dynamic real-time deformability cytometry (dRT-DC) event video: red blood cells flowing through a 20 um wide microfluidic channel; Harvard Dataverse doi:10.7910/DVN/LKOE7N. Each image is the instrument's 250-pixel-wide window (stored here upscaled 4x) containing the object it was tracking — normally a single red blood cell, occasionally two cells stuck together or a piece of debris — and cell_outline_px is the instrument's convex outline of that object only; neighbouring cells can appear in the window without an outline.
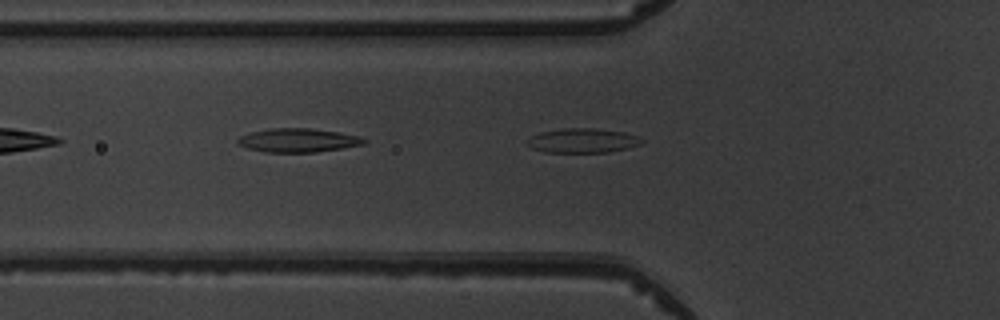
{"species": "common noctule bat (a hibernating species)", "species_latin": "Nyctalus noctula", "temperature_condition": "warm", "stored_images_in_passage": 6, "camera_frame_rate_fps": 3000, "um_per_image_px": 0.085, "animal": {"sex": "male", "body_mass_g": 19.5, "forearm_length_mm": 54.6}, "frame": {"image": 1, "passage_image": 5, "time_ms": 5.333, "image_size_px": [1000, 320], "cell_outline_px": [[644, 140], [640, 144], [628, 148], [608, 152], [544, 152], [532, 148], [524, 140], [540, 132], [560, 128], [592, 128], [624, 132], [636, 136]], "centroid_in_image_um": [49.49, 11.95], "position_along_channel_um": 76.3, "area_um2": 16.3}}
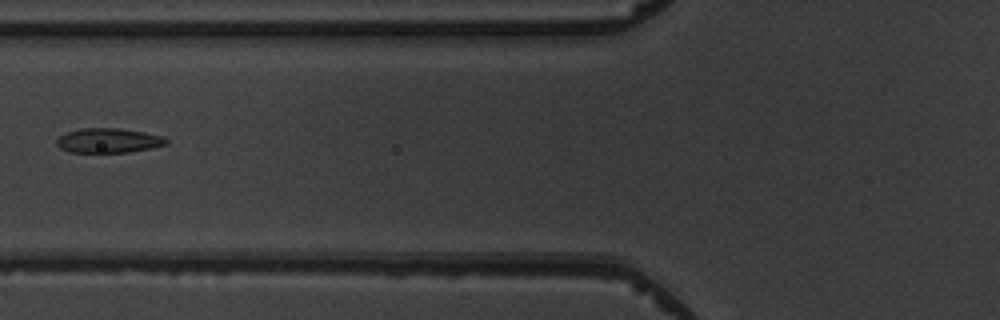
{"frame": {"image": 2, "passage_image": 6, "time_ms": 6.333, "image_size_px": [1000, 320], "cell_outline_px": [[168, 144], [128, 152], [68, 152], [60, 148], [56, 144], [56, 140], [64, 132], [80, 128], [120, 128], [144, 132], [160, 136], [168, 140]], "centroid_in_image_um": [9.16, 11.93], "position_along_channel_um": 116.6, "area_um2": 15.66}}